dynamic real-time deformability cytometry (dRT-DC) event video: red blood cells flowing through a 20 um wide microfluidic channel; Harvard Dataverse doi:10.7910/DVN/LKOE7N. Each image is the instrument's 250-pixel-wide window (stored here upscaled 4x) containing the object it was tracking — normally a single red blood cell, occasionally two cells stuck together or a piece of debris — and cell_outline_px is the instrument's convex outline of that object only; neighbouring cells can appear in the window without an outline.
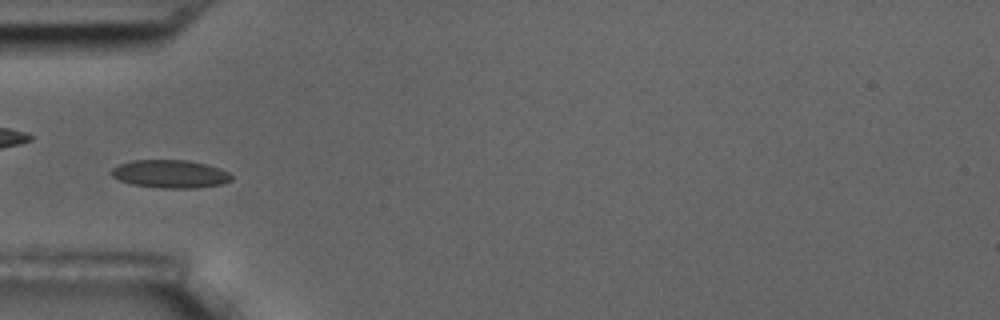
{"species": "common noctule bat (a hibernating species)", "species_latin": "Nyctalus noctula", "temperature_condition": "room temperature", "stored_images_in_passage": 5, "camera_frame_rate_fps": 3000, "um_per_image_px": 0.085, "animal": {"sex": "male", "body_mass_g": 17.5, "forearm_length_mm": 52.3}, "frame": {"image": 1, "passage_image": 5, "time_ms": 4.667, "image_size_px": [1000, 320], "cell_outline_px": [[232, 180], [224, 184], [196, 188], [160, 188], [132, 184], [120, 180], [112, 176], [108, 172], [112, 168], [120, 164], [132, 160], [188, 160], [208, 164], [220, 168], [228, 172], [232, 176]], "centroid_in_image_um": [14.49, 14.78], "position_along_channel_um": 70.5, "area_um2": 19.83}}